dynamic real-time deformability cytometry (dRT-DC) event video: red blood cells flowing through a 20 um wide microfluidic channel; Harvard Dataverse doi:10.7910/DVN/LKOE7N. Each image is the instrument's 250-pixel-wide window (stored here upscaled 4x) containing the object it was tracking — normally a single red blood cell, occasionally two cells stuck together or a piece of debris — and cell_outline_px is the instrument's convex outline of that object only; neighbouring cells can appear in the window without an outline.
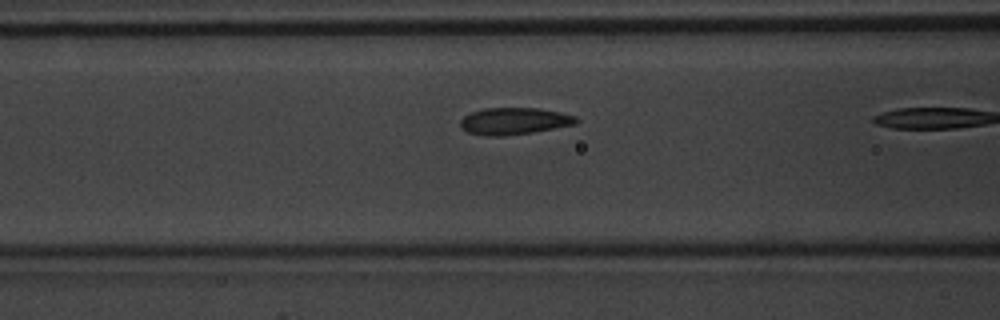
{"species": "common noctule bat (a hibernating species)", "species_latin": "Nyctalus noctula", "temperature_condition": "warm", "stored_images_in_passage": 6, "camera_frame_rate_fps": 3000, "um_per_image_px": 0.085, "animal": {"sex": "male", "body_mass_g": 20.1, "forearm_length_mm": 53.5}, "frame": {"image": 1, "passage_image": 5, "time_ms": 1.333, "image_size_px": [1000, 320], "cell_outline_px": [[580, 120], [576, 124], [532, 132], [504, 136], [484, 136], [468, 132], [460, 128], [460, 120], [464, 116], [472, 112], [484, 108], [540, 108], [560, 112], [576, 116]], "centroid_in_image_um": [43.7, 10.29], "position_along_channel_um": 122.9, "area_um2": 18.26}}